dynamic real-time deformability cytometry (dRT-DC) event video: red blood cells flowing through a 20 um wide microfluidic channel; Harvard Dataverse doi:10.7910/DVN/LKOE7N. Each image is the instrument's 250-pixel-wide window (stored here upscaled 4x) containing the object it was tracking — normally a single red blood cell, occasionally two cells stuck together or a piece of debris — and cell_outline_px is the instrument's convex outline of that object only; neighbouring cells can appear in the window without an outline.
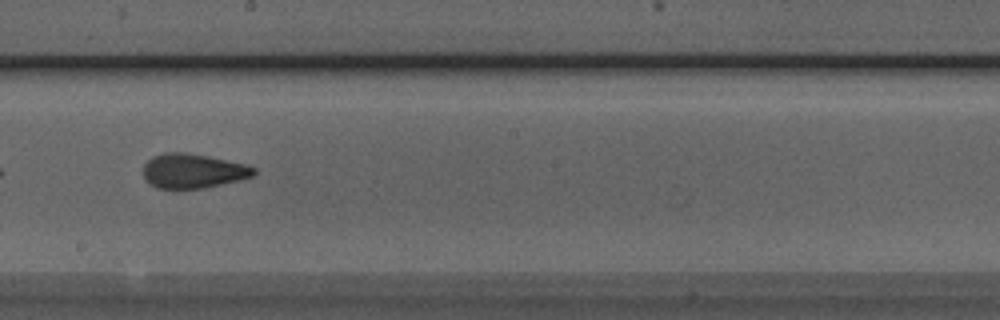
{"species": "Egyptian fruit bat (a non-hibernating species)", "species_latin": "Rousettus aegyptiacus", "temperature_condition": "room temperature", "stored_images_in_passage": 6, "camera_frame_rate_fps": 3000, "um_per_image_px": 0.085, "animal": {"sex": "male"}, "frame": {"image": 1, "passage_image": 6, "time_ms": 1.667, "image_size_px": [1000, 320], "cell_outline_px": [[256, 172], [252, 176], [240, 180], [204, 188], [156, 188], [148, 184], [144, 180], [144, 164], [152, 156], [164, 152], [188, 152], [248, 164], [256, 168]], "centroid_in_image_um": [16.4, 14.52], "position_along_channel_um": 231.8, "area_um2": 22.48}}